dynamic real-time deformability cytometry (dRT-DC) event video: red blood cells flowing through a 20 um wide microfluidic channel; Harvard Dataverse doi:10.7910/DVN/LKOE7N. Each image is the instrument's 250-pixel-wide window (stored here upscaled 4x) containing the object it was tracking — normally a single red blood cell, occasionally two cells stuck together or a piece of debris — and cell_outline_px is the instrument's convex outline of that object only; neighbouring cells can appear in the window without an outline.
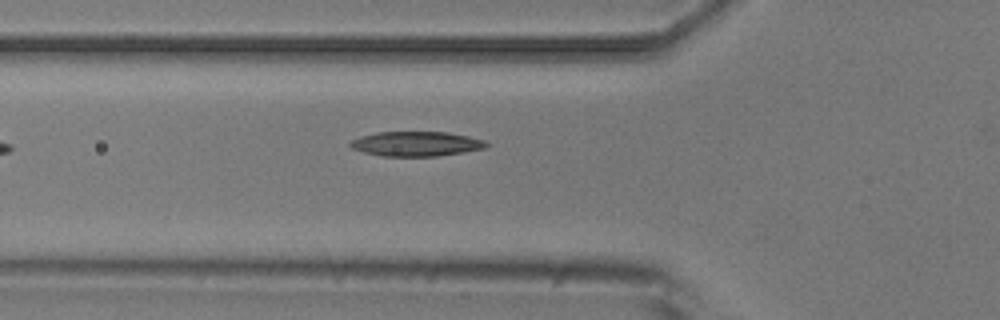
{"species": "common noctule bat (a hibernating species)", "species_latin": "Nyctalus noctula", "temperature_condition": "room temperature", "stored_images_in_passage": 5, "camera_frame_rate_fps": 3000, "um_per_image_px": 0.085, "animal": {"sex": "male", "body_mass_g": 20.5, "forearm_length_mm": 52.5}, "frame": {"image": 1, "passage_image": 5, "time_ms": 6.0, "image_size_px": [1000, 320], "cell_outline_px": [[488, 144], [484, 148], [464, 152], [436, 156], [380, 156], [364, 152], [352, 148], [348, 144], [352, 140], [360, 136], [376, 132], [448, 132], [468, 136], [484, 140]], "centroid_in_image_um": [35.35, 12.22], "position_along_channel_um": 90.4, "area_um2": 19.54}}